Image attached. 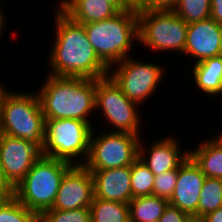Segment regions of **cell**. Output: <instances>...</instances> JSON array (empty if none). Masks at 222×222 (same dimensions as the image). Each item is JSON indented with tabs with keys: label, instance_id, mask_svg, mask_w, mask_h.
Segmentation results:
<instances>
[{
	"label": "cell",
	"instance_id": "1",
	"mask_svg": "<svg viewBox=\"0 0 222 222\" xmlns=\"http://www.w3.org/2000/svg\"><path fill=\"white\" fill-rule=\"evenodd\" d=\"M54 11L56 34L48 57V75L92 79L108 76L109 69L90 44L84 25L73 21L58 6Z\"/></svg>",
	"mask_w": 222,
	"mask_h": 222
},
{
	"label": "cell",
	"instance_id": "2",
	"mask_svg": "<svg viewBox=\"0 0 222 222\" xmlns=\"http://www.w3.org/2000/svg\"><path fill=\"white\" fill-rule=\"evenodd\" d=\"M36 91L45 119H79L92 125L96 79L46 75Z\"/></svg>",
	"mask_w": 222,
	"mask_h": 222
},
{
	"label": "cell",
	"instance_id": "3",
	"mask_svg": "<svg viewBox=\"0 0 222 222\" xmlns=\"http://www.w3.org/2000/svg\"><path fill=\"white\" fill-rule=\"evenodd\" d=\"M83 25L90 44L108 69L130 57L134 40L138 42V15L134 8L120 11L110 19Z\"/></svg>",
	"mask_w": 222,
	"mask_h": 222
},
{
	"label": "cell",
	"instance_id": "4",
	"mask_svg": "<svg viewBox=\"0 0 222 222\" xmlns=\"http://www.w3.org/2000/svg\"><path fill=\"white\" fill-rule=\"evenodd\" d=\"M70 162L41 156L13 190V196L27 209L39 216L52 208Z\"/></svg>",
	"mask_w": 222,
	"mask_h": 222
},
{
	"label": "cell",
	"instance_id": "5",
	"mask_svg": "<svg viewBox=\"0 0 222 222\" xmlns=\"http://www.w3.org/2000/svg\"><path fill=\"white\" fill-rule=\"evenodd\" d=\"M8 90L3 101L0 133L31 142L42 150L45 117L37 92H11L9 87Z\"/></svg>",
	"mask_w": 222,
	"mask_h": 222
},
{
	"label": "cell",
	"instance_id": "6",
	"mask_svg": "<svg viewBox=\"0 0 222 222\" xmlns=\"http://www.w3.org/2000/svg\"><path fill=\"white\" fill-rule=\"evenodd\" d=\"M93 129L79 119H45L42 155L83 165L89 155Z\"/></svg>",
	"mask_w": 222,
	"mask_h": 222
},
{
	"label": "cell",
	"instance_id": "7",
	"mask_svg": "<svg viewBox=\"0 0 222 222\" xmlns=\"http://www.w3.org/2000/svg\"><path fill=\"white\" fill-rule=\"evenodd\" d=\"M138 41L154 53H184L188 24L173 10L137 9Z\"/></svg>",
	"mask_w": 222,
	"mask_h": 222
},
{
	"label": "cell",
	"instance_id": "8",
	"mask_svg": "<svg viewBox=\"0 0 222 222\" xmlns=\"http://www.w3.org/2000/svg\"><path fill=\"white\" fill-rule=\"evenodd\" d=\"M99 133V134H98ZM92 132L89 155L83 164L88 170L131 166L138 158L140 135L104 130Z\"/></svg>",
	"mask_w": 222,
	"mask_h": 222
},
{
	"label": "cell",
	"instance_id": "9",
	"mask_svg": "<svg viewBox=\"0 0 222 222\" xmlns=\"http://www.w3.org/2000/svg\"><path fill=\"white\" fill-rule=\"evenodd\" d=\"M140 60L134 59V56L127 57L109 68L108 76L128 99L141 106L156 94L165 69L156 62Z\"/></svg>",
	"mask_w": 222,
	"mask_h": 222
},
{
	"label": "cell",
	"instance_id": "10",
	"mask_svg": "<svg viewBox=\"0 0 222 222\" xmlns=\"http://www.w3.org/2000/svg\"><path fill=\"white\" fill-rule=\"evenodd\" d=\"M95 100V110H101L102 117L113 127L111 132L141 135L139 105L128 99L109 76L96 79Z\"/></svg>",
	"mask_w": 222,
	"mask_h": 222
},
{
	"label": "cell",
	"instance_id": "11",
	"mask_svg": "<svg viewBox=\"0 0 222 222\" xmlns=\"http://www.w3.org/2000/svg\"><path fill=\"white\" fill-rule=\"evenodd\" d=\"M41 156V149L37 145L0 133V163L6 181L13 188Z\"/></svg>",
	"mask_w": 222,
	"mask_h": 222
},
{
	"label": "cell",
	"instance_id": "12",
	"mask_svg": "<svg viewBox=\"0 0 222 222\" xmlns=\"http://www.w3.org/2000/svg\"><path fill=\"white\" fill-rule=\"evenodd\" d=\"M93 198L92 173L84 165H73L62 178L51 209L67 211L89 208Z\"/></svg>",
	"mask_w": 222,
	"mask_h": 222
},
{
	"label": "cell",
	"instance_id": "13",
	"mask_svg": "<svg viewBox=\"0 0 222 222\" xmlns=\"http://www.w3.org/2000/svg\"><path fill=\"white\" fill-rule=\"evenodd\" d=\"M141 141L142 139L139 141L138 157L155 176L178 169L189 156V149L182 152L181 142L174 135L159 138L156 142H150L148 148L143 145L145 144L144 141Z\"/></svg>",
	"mask_w": 222,
	"mask_h": 222
},
{
	"label": "cell",
	"instance_id": "14",
	"mask_svg": "<svg viewBox=\"0 0 222 222\" xmlns=\"http://www.w3.org/2000/svg\"><path fill=\"white\" fill-rule=\"evenodd\" d=\"M195 59L194 63L222 54V27L212 19L188 24L184 55Z\"/></svg>",
	"mask_w": 222,
	"mask_h": 222
},
{
	"label": "cell",
	"instance_id": "15",
	"mask_svg": "<svg viewBox=\"0 0 222 222\" xmlns=\"http://www.w3.org/2000/svg\"><path fill=\"white\" fill-rule=\"evenodd\" d=\"M205 178L199 166L188 156L178 168L177 183L169 204L189 216H198V202Z\"/></svg>",
	"mask_w": 222,
	"mask_h": 222
},
{
	"label": "cell",
	"instance_id": "16",
	"mask_svg": "<svg viewBox=\"0 0 222 222\" xmlns=\"http://www.w3.org/2000/svg\"><path fill=\"white\" fill-rule=\"evenodd\" d=\"M94 180V198L128 204L132 199L131 166L89 170Z\"/></svg>",
	"mask_w": 222,
	"mask_h": 222
},
{
	"label": "cell",
	"instance_id": "17",
	"mask_svg": "<svg viewBox=\"0 0 222 222\" xmlns=\"http://www.w3.org/2000/svg\"><path fill=\"white\" fill-rule=\"evenodd\" d=\"M57 5L73 21L85 24L110 19L120 11L108 0H59Z\"/></svg>",
	"mask_w": 222,
	"mask_h": 222
},
{
	"label": "cell",
	"instance_id": "18",
	"mask_svg": "<svg viewBox=\"0 0 222 222\" xmlns=\"http://www.w3.org/2000/svg\"><path fill=\"white\" fill-rule=\"evenodd\" d=\"M192 77L197 90L210 96L222 95V54L193 63Z\"/></svg>",
	"mask_w": 222,
	"mask_h": 222
},
{
	"label": "cell",
	"instance_id": "19",
	"mask_svg": "<svg viewBox=\"0 0 222 222\" xmlns=\"http://www.w3.org/2000/svg\"><path fill=\"white\" fill-rule=\"evenodd\" d=\"M213 136L189 150V156L206 177L222 179V145Z\"/></svg>",
	"mask_w": 222,
	"mask_h": 222
},
{
	"label": "cell",
	"instance_id": "20",
	"mask_svg": "<svg viewBox=\"0 0 222 222\" xmlns=\"http://www.w3.org/2000/svg\"><path fill=\"white\" fill-rule=\"evenodd\" d=\"M169 201L158 196H139L129 203L130 222H158Z\"/></svg>",
	"mask_w": 222,
	"mask_h": 222
},
{
	"label": "cell",
	"instance_id": "21",
	"mask_svg": "<svg viewBox=\"0 0 222 222\" xmlns=\"http://www.w3.org/2000/svg\"><path fill=\"white\" fill-rule=\"evenodd\" d=\"M89 208L91 222H130L128 204L93 198Z\"/></svg>",
	"mask_w": 222,
	"mask_h": 222
},
{
	"label": "cell",
	"instance_id": "22",
	"mask_svg": "<svg viewBox=\"0 0 222 222\" xmlns=\"http://www.w3.org/2000/svg\"><path fill=\"white\" fill-rule=\"evenodd\" d=\"M222 207V179L206 177L200 192L198 202V217Z\"/></svg>",
	"mask_w": 222,
	"mask_h": 222
},
{
	"label": "cell",
	"instance_id": "23",
	"mask_svg": "<svg viewBox=\"0 0 222 222\" xmlns=\"http://www.w3.org/2000/svg\"><path fill=\"white\" fill-rule=\"evenodd\" d=\"M155 175L138 157L131 165L132 197L153 195Z\"/></svg>",
	"mask_w": 222,
	"mask_h": 222
},
{
	"label": "cell",
	"instance_id": "24",
	"mask_svg": "<svg viewBox=\"0 0 222 222\" xmlns=\"http://www.w3.org/2000/svg\"><path fill=\"white\" fill-rule=\"evenodd\" d=\"M172 10L187 24L206 20L211 14V0H178Z\"/></svg>",
	"mask_w": 222,
	"mask_h": 222
},
{
	"label": "cell",
	"instance_id": "25",
	"mask_svg": "<svg viewBox=\"0 0 222 222\" xmlns=\"http://www.w3.org/2000/svg\"><path fill=\"white\" fill-rule=\"evenodd\" d=\"M0 222H39V215L12 195L0 205Z\"/></svg>",
	"mask_w": 222,
	"mask_h": 222
},
{
	"label": "cell",
	"instance_id": "26",
	"mask_svg": "<svg viewBox=\"0 0 222 222\" xmlns=\"http://www.w3.org/2000/svg\"><path fill=\"white\" fill-rule=\"evenodd\" d=\"M39 222H91L90 208L67 211L50 208L39 216Z\"/></svg>",
	"mask_w": 222,
	"mask_h": 222
},
{
	"label": "cell",
	"instance_id": "27",
	"mask_svg": "<svg viewBox=\"0 0 222 222\" xmlns=\"http://www.w3.org/2000/svg\"><path fill=\"white\" fill-rule=\"evenodd\" d=\"M178 169L163 172L155 176L153 196L170 200L177 183Z\"/></svg>",
	"mask_w": 222,
	"mask_h": 222
},
{
	"label": "cell",
	"instance_id": "28",
	"mask_svg": "<svg viewBox=\"0 0 222 222\" xmlns=\"http://www.w3.org/2000/svg\"><path fill=\"white\" fill-rule=\"evenodd\" d=\"M188 216L184 211L168 204L158 222H184Z\"/></svg>",
	"mask_w": 222,
	"mask_h": 222
},
{
	"label": "cell",
	"instance_id": "29",
	"mask_svg": "<svg viewBox=\"0 0 222 222\" xmlns=\"http://www.w3.org/2000/svg\"><path fill=\"white\" fill-rule=\"evenodd\" d=\"M178 0H146V9H169L177 4Z\"/></svg>",
	"mask_w": 222,
	"mask_h": 222
},
{
	"label": "cell",
	"instance_id": "30",
	"mask_svg": "<svg viewBox=\"0 0 222 222\" xmlns=\"http://www.w3.org/2000/svg\"><path fill=\"white\" fill-rule=\"evenodd\" d=\"M210 18L214 19L222 27V0H211Z\"/></svg>",
	"mask_w": 222,
	"mask_h": 222
},
{
	"label": "cell",
	"instance_id": "31",
	"mask_svg": "<svg viewBox=\"0 0 222 222\" xmlns=\"http://www.w3.org/2000/svg\"><path fill=\"white\" fill-rule=\"evenodd\" d=\"M13 190L9 183H0V205L13 195Z\"/></svg>",
	"mask_w": 222,
	"mask_h": 222
},
{
	"label": "cell",
	"instance_id": "32",
	"mask_svg": "<svg viewBox=\"0 0 222 222\" xmlns=\"http://www.w3.org/2000/svg\"><path fill=\"white\" fill-rule=\"evenodd\" d=\"M206 222H222V207L204 216Z\"/></svg>",
	"mask_w": 222,
	"mask_h": 222
},
{
	"label": "cell",
	"instance_id": "33",
	"mask_svg": "<svg viewBox=\"0 0 222 222\" xmlns=\"http://www.w3.org/2000/svg\"><path fill=\"white\" fill-rule=\"evenodd\" d=\"M112 3L119 11H126L133 9L125 0H108Z\"/></svg>",
	"mask_w": 222,
	"mask_h": 222
},
{
	"label": "cell",
	"instance_id": "34",
	"mask_svg": "<svg viewBox=\"0 0 222 222\" xmlns=\"http://www.w3.org/2000/svg\"><path fill=\"white\" fill-rule=\"evenodd\" d=\"M134 9H146V0H125Z\"/></svg>",
	"mask_w": 222,
	"mask_h": 222
},
{
	"label": "cell",
	"instance_id": "35",
	"mask_svg": "<svg viewBox=\"0 0 222 222\" xmlns=\"http://www.w3.org/2000/svg\"><path fill=\"white\" fill-rule=\"evenodd\" d=\"M1 84H0V124H1L3 101H4V98H5V94L8 92V90H6L7 88H4L5 87L3 85L4 83L2 82Z\"/></svg>",
	"mask_w": 222,
	"mask_h": 222
},
{
	"label": "cell",
	"instance_id": "36",
	"mask_svg": "<svg viewBox=\"0 0 222 222\" xmlns=\"http://www.w3.org/2000/svg\"><path fill=\"white\" fill-rule=\"evenodd\" d=\"M3 6H1L0 4V36H2L3 30H4V25H6V21H5V17L7 15H5V12L2 9ZM5 15V16H4ZM5 22V23H4ZM1 39V38H0Z\"/></svg>",
	"mask_w": 222,
	"mask_h": 222
},
{
	"label": "cell",
	"instance_id": "37",
	"mask_svg": "<svg viewBox=\"0 0 222 222\" xmlns=\"http://www.w3.org/2000/svg\"><path fill=\"white\" fill-rule=\"evenodd\" d=\"M184 222H206V220L204 217L191 215V216H188Z\"/></svg>",
	"mask_w": 222,
	"mask_h": 222
},
{
	"label": "cell",
	"instance_id": "38",
	"mask_svg": "<svg viewBox=\"0 0 222 222\" xmlns=\"http://www.w3.org/2000/svg\"><path fill=\"white\" fill-rule=\"evenodd\" d=\"M0 183H8L4 177L3 171H2V166L0 163Z\"/></svg>",
	"mask_w": 222,
	"mask_h": 222
},
{
	"label": "cell",
	"instance_id": "39",
	"mask_svg": "<svg viewBox=\"0 0 222 222\" xmlns=\"http://www.w3.org/2000/svg\"><path fill=\"white\" fill-rule=\"evenodd\" d=\"M221 133H215V134H218L217 136L215 135L213 138L215 140H217L221 145H222V129L220 131Z\"/></svg>",
	"mask_w": 222,
	"mask_h": 222
}]
</instances>
